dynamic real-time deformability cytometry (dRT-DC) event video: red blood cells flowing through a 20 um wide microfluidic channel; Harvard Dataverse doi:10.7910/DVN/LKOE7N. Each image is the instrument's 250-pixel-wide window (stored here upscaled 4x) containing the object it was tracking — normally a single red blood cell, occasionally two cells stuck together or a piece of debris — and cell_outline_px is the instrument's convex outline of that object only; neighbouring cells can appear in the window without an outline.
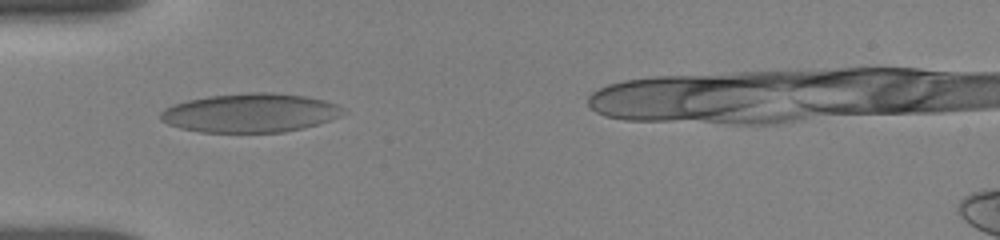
{"species": "human", "species_latin": "Homo sapiens", "temperature_condition": "room temperature", "stored_images_in_passage": 27, "camera_frame_rate_fps": 3000, "um_per_image_px": 0.085, "donor": {"sex": "female"}, "frame": {"image": 1, "passage_image": 1, "time_ms": 0.0, "image_size_px": [1000, 240], "cell_outline_px": [[348, 112], [340, 116], [304, 128], [284, 132], [200, 132], [180, 128], [168, 124], [160, 120], [160, 112], [164, 108], [172, 104], [188, 100], [212, 96], [248, 92], [272, 92], [304, 96], [324, 100], [336, 104], [344, 108]], "centroid_in_image_um": [21.27, 9.59], "position_along_channel_um": 63.7, "area_um2": 41.44}}
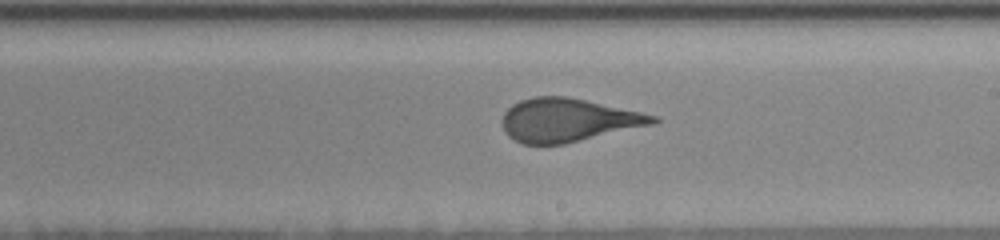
{"frame": {"image": 2, "passage_image": 14, "time_ms": 4.667, "image_size_px": [1000, 240], "cell_outline_px": [[660, 120], [656, 124], [564, 144], [524, 144], [508, 136], [504, 132], [504, 112], [512, 104], [520, 100], [532, 96], [568, 96], [640, 112], [656, 116]], "centroid_in_image_um": [48.29, 10.2], "position_along_channel_um": 240.7, "area_um2": 37.97}}
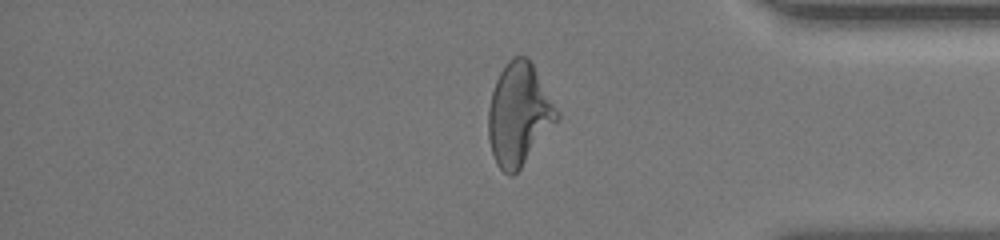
{"frame": {"image": 3, "passage_image": 23, "time_ms": 9.0, "image_size_px": [1000, 240], "cell_outline_px": [[560, 116], [520, 168], [512, 176], [508, 176], [496, 164], [492, 152], [488, 136], [488, 108], [492, 92], [496, 80], [500, 72], [508, 60], [512, 56], [528, 56]], "centroid_in_image_um": [44.06, 9.71], "position_along_channel_um": 391.1, "area_um2": 40.11}, "authors_computed_cell_mechanics": {"area_um2": 39.1306, "velocity_mm_per_s": 3.8236, "shape_relaxation_time_tau1_ms": 5.7799, "shape_relaxation_time_tau2_ms": null, "deformation_change_tau1": 0.1625, "deformation_change_tau2": null}}